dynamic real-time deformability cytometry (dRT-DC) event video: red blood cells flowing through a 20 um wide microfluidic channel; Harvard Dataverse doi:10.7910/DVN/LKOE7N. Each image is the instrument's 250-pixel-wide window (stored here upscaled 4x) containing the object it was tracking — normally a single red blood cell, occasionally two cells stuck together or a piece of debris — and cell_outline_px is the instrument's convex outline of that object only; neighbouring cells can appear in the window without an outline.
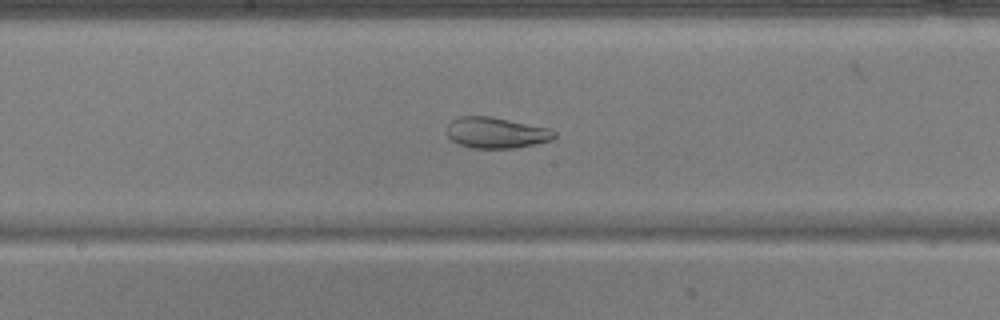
{"species": "common noctule bat (a hibernating species)", "species_latin": "Nyctalus noctula", "temperature_condition": "warm", "stored_images_in_passage": 54, "camera_frame_rate_fps": 3000, "um_per_image_px": 0.085, "animal": {"sex": "male", "body_mass_g": 17.9, "forearm_length_mm": 54.2}, "frame": {"image": 1, "passage_image": 29, "time_ms": 9.333, "image_size_px": [1000, 320], "cell_outline_px": [[556, 136], [552, 140], [512, 148], [472, 148], [460, 144], [452, 140], [448, 136], [448, 124], [452, 120], [460, 116], [492, 116], [552, 128], [556, 132]], "centroid_in_image_um": [42.21, 11.26], "position_along_channel_um": 206.0, "area_um2": 19.42}}
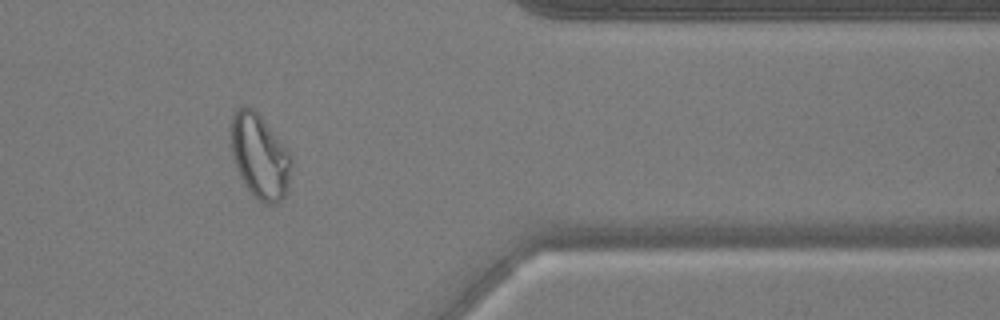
{"frame": {"image": 2, "passage_image": 45, "time_ms": 14.667, "image_size_px": [1000, 320], "cell_outline_px": [[292, 160], [288, 192], [276, 204], [264, 204], [248, 188], [240, 176], [232, 152], [232, 116], [236, 108], [252, 108], [260, 116], [288, 152]], "centroid_in_image_um": [22.1, 13.33], "position_along_channel_um": 389.3, "area_um2": 28.78}}
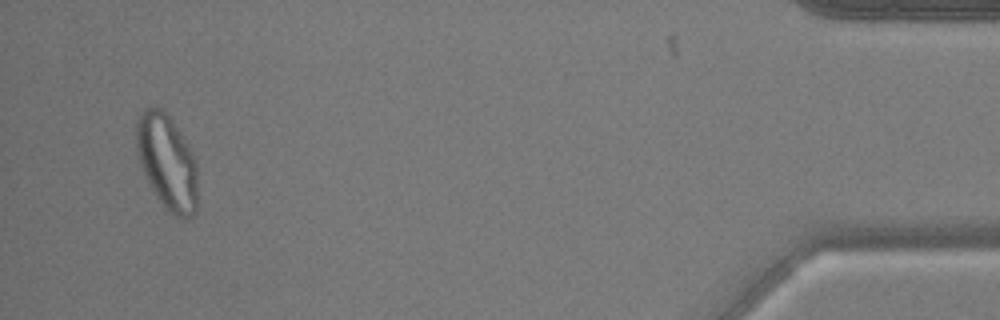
{"frame": {"image": 3, "passage_image": 52, "time_ms": 17.0, "image_size_px": [1000, 320], "cell_outline_px": [[196, 212], [188, 220], [180, 220], [156, 196], [144, 176], [136, 148], [136, 120], [140, 112], [144, 108], [160, 108], [168, 116], [188, 144], [196, 160]], "centroid_in_image_um": [14.19, 13.78], "position_along_channel_um": 421.0, "area_um2": 33.7}, "authors_computed_cell_mechanics": {"area_um2": 29.5358, "velocity_mm_per_s": 3.7545, "shape_relaxation_time_tau1_ms": null, "shape_relaxation_time_tau2_ms": 1.1823, "deformation_change_tau1": null, "deformation_change_tau2": 0.0644}}